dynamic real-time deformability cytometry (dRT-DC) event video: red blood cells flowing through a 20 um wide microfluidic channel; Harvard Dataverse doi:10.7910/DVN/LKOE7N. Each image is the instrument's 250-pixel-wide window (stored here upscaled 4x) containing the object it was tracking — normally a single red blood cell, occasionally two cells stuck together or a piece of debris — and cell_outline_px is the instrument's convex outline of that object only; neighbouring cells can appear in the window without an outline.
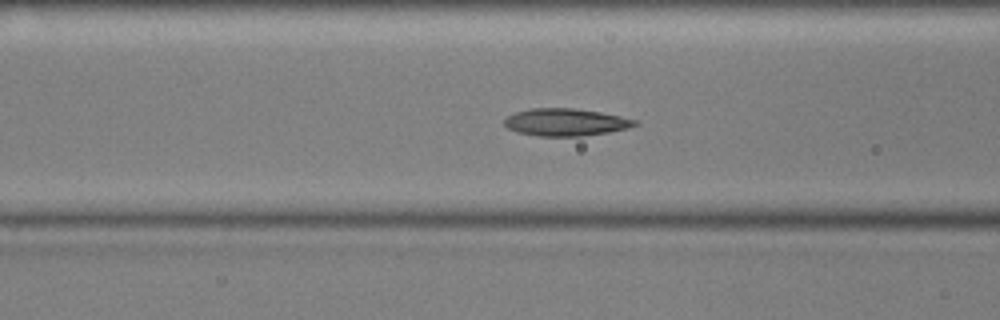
{"species": "common noctule bat (a hibernating species)", "species_latin": "Nyctalus noctula", "temperature_condition": "cold", "stored_images_in_passage": 42, "camera_frame_rate_fps": 3000, "um_per_image_px": 0.085, "animal": {"sex": "male", "body_mass_g": 17.9, "forearm_length_mm": 54.2}, "frame": {"image": 1, "passage_image": 8, "time_ms": 2.333, "image_size_px": [1000, 320], "cell_outline_px": [[640, 124], [628, 128], [608, 132], [580, 136], [540, 136], [516, 132], [508, 128], [504, 124], [504, 120], [508, 116], [516, 112], [532, 108], [572, 108], [600, 112], [620, 116], [636, 120]], "centroid_in_image_um": [48.08, 10.39], "position_along_channel_um": 118.5, "area_um2": 20.69}}
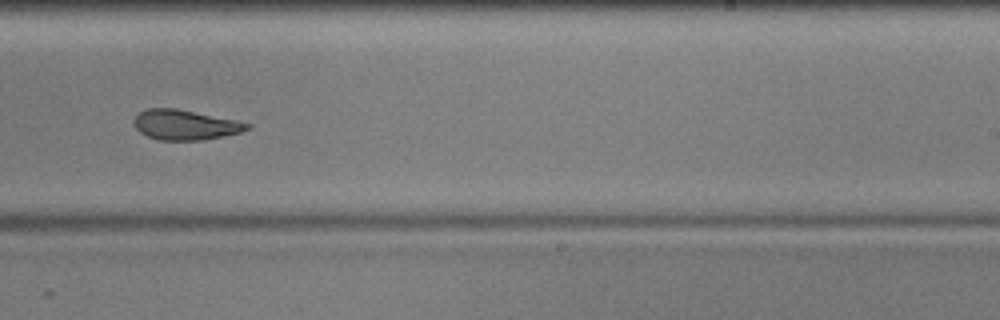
{"frame": {"image": 2, "passage_image": 21, "time_ms": 6.667, "image_size_px": [1000, 320], "cell_outline_px": [[252, 128], [240, 132], [224, 136], [204, 140], [160, 140], [148, 136], [140, 132], [136, 128], [132, 120], [140, 112], [148, 108], [176, 108], [236, 120], [252, 124]], "centroid_in_image_um": [15.75, 10.61], "position_along_channel_um": 273.2, "area_um2": 19.83}}
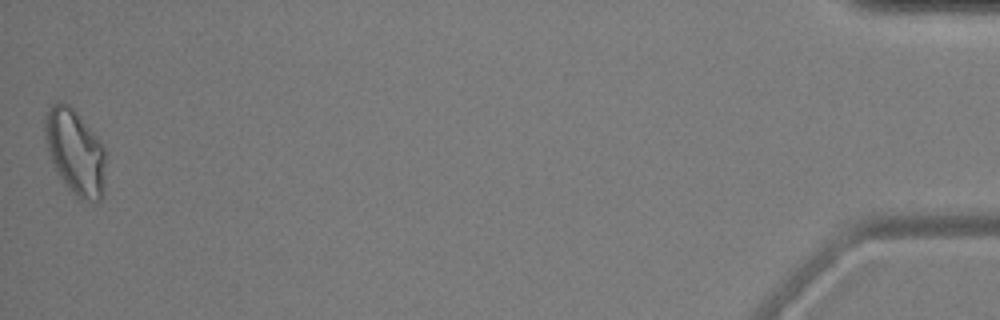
{"frame": {"image": 3, "passage_image": 42, "time_ms": 13.667, "image_size_px": [1000, 320], "cell_outline_px": [[104, 192], [100, 200], [96, 204], [80, 200], [68, 188], [56, 172], [52, 164], [44, 136], [44, 116], [52, 104], [56, 100], [60, 100], [68, 104], [76, 112], [96, 136], [104, 148]], "centroid_in_image_um": [6.37, 12.94], "position_along_channel_um": 428.8, "area_um2": 30.35}, "authors_computed_cell_mechanics": {"area_um2": 21.1548, "velocity_mm_per_s": 3.5689, "shape_relaxation_time_tau1_ms": 10.2153, "shape_relaxation_time_tau2_ms": 2.6563, "deformation_change_tau1": 0.193, "deformation_change_tau2": 0.0972}}